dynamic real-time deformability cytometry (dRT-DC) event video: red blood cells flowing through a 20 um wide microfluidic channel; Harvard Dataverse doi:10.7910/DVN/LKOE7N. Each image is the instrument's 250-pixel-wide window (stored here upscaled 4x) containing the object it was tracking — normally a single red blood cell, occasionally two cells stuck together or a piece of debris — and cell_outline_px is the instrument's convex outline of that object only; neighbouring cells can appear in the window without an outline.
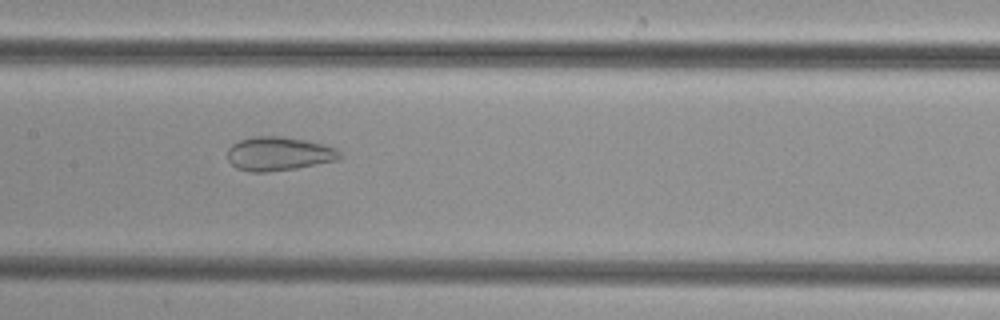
{"species": "common noctule bat (a hibernating species)", "species_latin": "Nyctalus noctula", "temperature_condition": "cold", "stored_images_in_passage": 38, "camera_frame_rate_fps": 3000, "um_per_image_px": 0.085, "animal": {"sex": "female", "body_mass_g": 29.2, "forearm_length_mm": 56.3}, "frame": {"image": 1, "passage_image": 14, "time_ms": 4.333, "image_size_px": [1000, 320], "cell_outline_px": [[344, 156], [340, 160], [296, 168], [268, 172], [248, 172], [236, 168], [228, 160], [228, 148], [232, 144], [240, 140], [252, 136], [280, 136], [304, 140], [324, 144], [336, 148]], "centroid_in_image_um": [23.71, 13.07], "position_along_channel_um": 183.7, "area_um2": 22.37}}
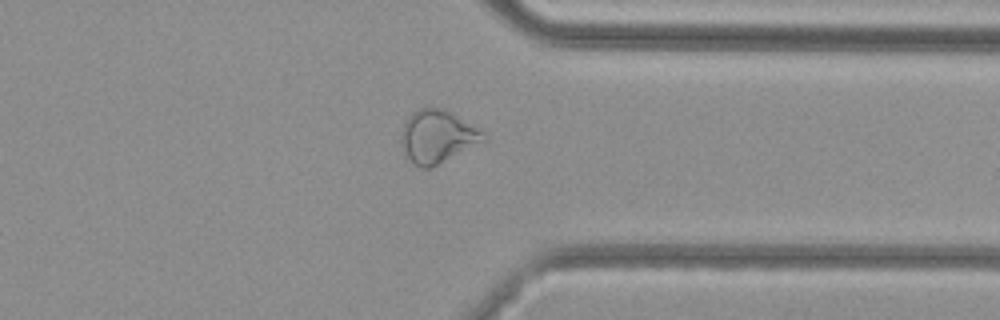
{"frame": {"image": 2, "passage_image": 28, "time_ms": 9.0, "image_size_px": [1000, 320], "cell_outline_px": [[488, 140], [432, 168], [420, 168], [412, 164], [400, 140], [400, 132], [404, 120], [412, 112], [420, 108], [440, 108], [456, 116], [476, 128], [488, 136]], "centroid_in_image_um": [37.16, 11.64], "position_along_channel_um": 374.2, "area_um2": 25.32}}
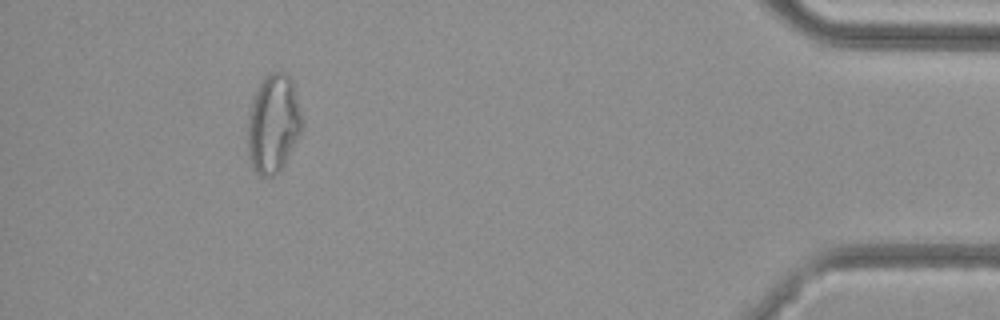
{"frame": {"image": 3, "passage_image": 35, "time_ms": 11.333, "image_size_px": [1000, 320], "cell_outline_px": [[304, 124], [280, 172], [272, 176], [260, 176], [252, 168], [248, 156], [248, 120], [252, 100], [256, 88], [272, 72], [284, 72], [292, 80]], "centroid_in_image_um": [23.22, 10.55], "position_along_channel_um": 412.0, "area_um2": 30.98}}